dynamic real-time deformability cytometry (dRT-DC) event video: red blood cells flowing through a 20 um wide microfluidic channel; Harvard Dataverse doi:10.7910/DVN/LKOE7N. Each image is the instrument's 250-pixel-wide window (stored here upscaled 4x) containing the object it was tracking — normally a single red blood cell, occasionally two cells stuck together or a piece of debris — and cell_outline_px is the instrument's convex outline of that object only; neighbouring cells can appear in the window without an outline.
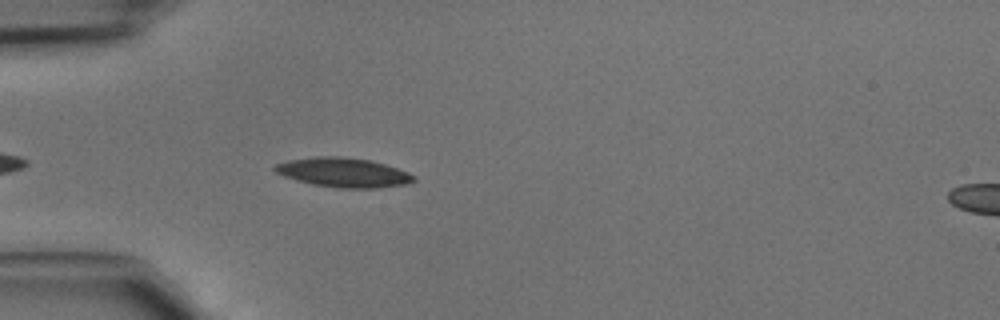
{"species": "common noctule bat (a hibernating species)", "species_latin": "Nyctalus noctula", "temperature_condition": "cold", "stored_images_in_passage": 23, "camera_frame_rate_fps": 3000, "um_per_image_px": 0.085, "animal": {"sex": "male", "body_mass_g": 15.6}, "frame": {"image": 1, "passage_image": 4, "time_ms": 1.0, "image_size_px": [1000, 320], "cell_outline_px": [[416, 180], [408, 184], [380, 188], [340, 188], [312, 184], [296, 180], [284, 176], [276, 172], [272, 168], [276, 164], [288, 160], [316, 156], [340, 156], [372, 160], [408, 172], [416, 176]], "centroid_in_image_um": [29.21, 14.66], "position_along_channel_um": 55.8, "area_um2": 23.93}}